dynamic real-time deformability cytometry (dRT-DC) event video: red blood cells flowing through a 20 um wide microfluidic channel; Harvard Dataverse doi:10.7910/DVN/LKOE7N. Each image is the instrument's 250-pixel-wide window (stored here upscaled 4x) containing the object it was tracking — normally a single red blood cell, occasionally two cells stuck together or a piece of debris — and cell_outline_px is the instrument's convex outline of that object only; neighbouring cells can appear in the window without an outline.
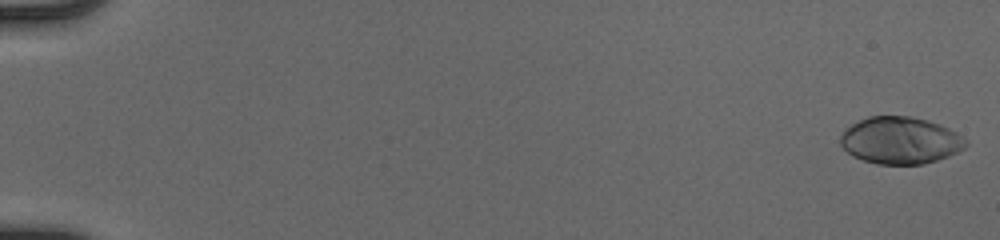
{"species": "human", "species_latin": "Homo sapiens", "temperature_condition": "cold", "stored_images_in_passage": 38, "camera_frame_rate_fps": 3000, "um_per_image_px": 0.085, "donor": {"sex": "male"}, "frame": {"image": 1, "passage_image": 1, "time_ms": 0.0, "image_size_px": [1000, 240], "cell_outline_px": [[968, 144], [964, 148], [948, 156], [924, 164], [876, 164], [852, 156], [840, 144], [840, 136], [844, 128], [868, 116], [912, 116], [928, 120], [940, 124], [964, 136], [968, 140]], "centroid_in_image_um": [76.53, 11.93], "position_along_channel_um": 8.5, "area_um2": 34.56}}
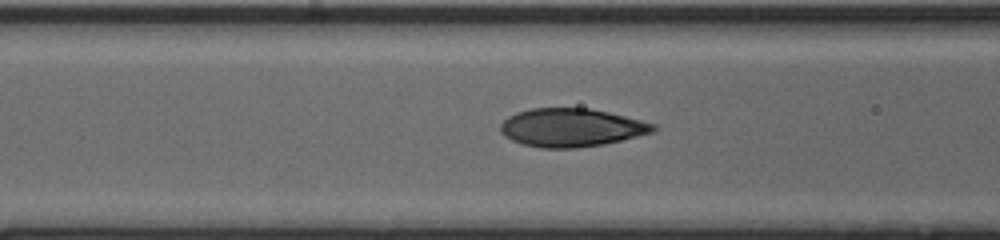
{"frame": {"image": 2, "passage_image": 23, "time_ms": 7.333, "image_size_px": [1000, 240], "cell_outline_px": [[656, 128], [652, 132], [604, 144], [576, 148], [540, 148], [524, 144], [512, 140], [504, 136], [500, 132], [500, 124], [508, 116], [516, 112], [532, 108], [588, 108], [608, 112], [656, 124]], "centroid_in_image_um": [48.52, 10.84], "position_along_channel_um": 118.1, "area_um2": 33.93}}
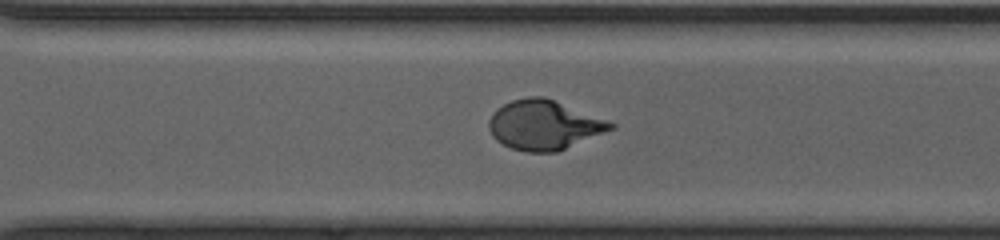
{"frame": {"image": 3, "passage_image": 38, "time_ms": 12.333, "image_size_px": [1000, 240], "cell_outline_px": [[616, 128], [556, 152], [528, 152], [512, 148], [496, 140], [492, 136], [488, 128], [488, 120], [496, 108], [512, 100], [528, 96], [544, 96], [608, 120], [616, 124]], "centroid_in_image_um": [46.24, 10.61], "position_along_channel_um": 324.4, "area_um2": 35.2}}